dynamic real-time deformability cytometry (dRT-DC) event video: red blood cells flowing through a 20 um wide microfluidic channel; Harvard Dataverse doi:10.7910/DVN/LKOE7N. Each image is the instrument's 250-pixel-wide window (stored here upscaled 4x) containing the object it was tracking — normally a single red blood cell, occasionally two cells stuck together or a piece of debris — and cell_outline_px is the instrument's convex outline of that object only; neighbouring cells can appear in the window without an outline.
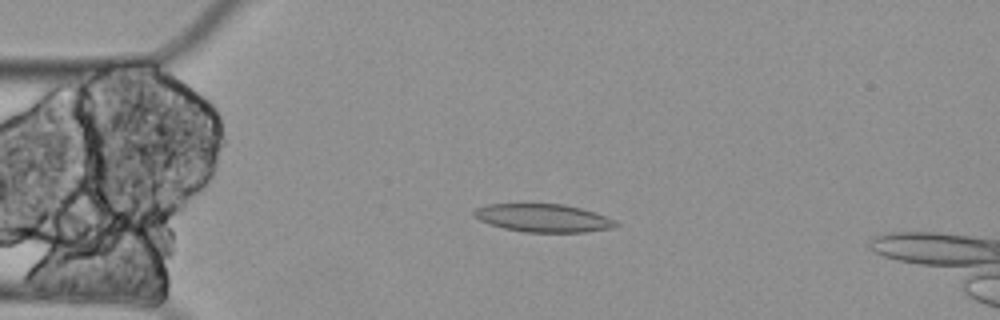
{"species": "Egyptian fruit bat (a non-hibernating species)", "species_latin": "Rousettus aegyptiacus", "temperature_condition": "cold", "stored_images_in_passage": 3, "camera_frame_rate_fps": 3000, "um_per_image_px": 0.085, "animal": {"sex": "female"}, "frame": {"image": 1, "passage_image": 3, "time_ms": 0.667, "image_size_px": [1000, 320], "cell_outline_px": [[620, 224], [612, 228], [584, 232], [524, 232], [504, 228], [480, 220], [472, 216], [472, 212], [476, 208], [488, 204], [564, 204], [580, 208], [616, 220]], "centroid_in_image_um": [46.16, 18.53], "position_along_channel_um": 38.8, "area_um2": 23.0}}